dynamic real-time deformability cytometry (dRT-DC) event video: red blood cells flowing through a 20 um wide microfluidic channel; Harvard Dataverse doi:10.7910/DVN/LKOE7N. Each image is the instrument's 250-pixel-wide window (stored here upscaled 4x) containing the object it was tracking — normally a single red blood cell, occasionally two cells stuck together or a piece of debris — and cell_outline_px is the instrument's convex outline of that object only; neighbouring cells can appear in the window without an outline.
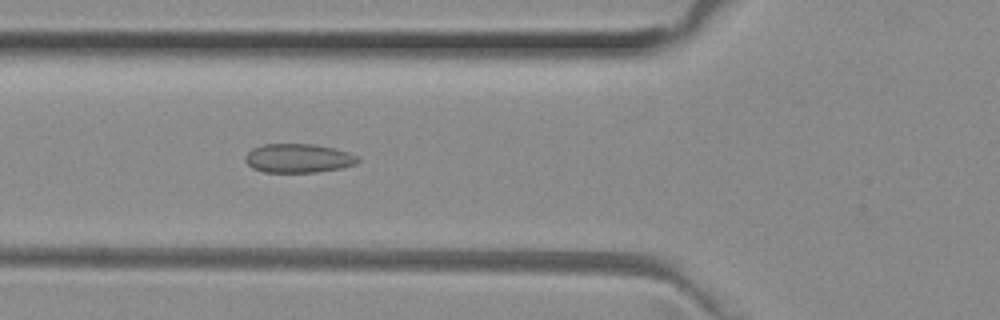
{"species": "common noctule bat (a hibernating species)", "species_latin": "Nyctalus noctula", "temperature_condition": "room temperature", "stored_images_in_passage": 51, "camera_frame_rate_fps": 3000, "um_per_image_px": 0.085, "animal": {"sex": "female", "body_mass_g": 29.2, "forearm_length_mm": 56.3}, "frame": {"image": 1, "passage_image": 18, "time_ms": 5.667, "image_size_px": [1000, 320], "cell_outline_px": [[360, 160], [356, 164], [340, 168], [316, 172], [264, 172], [252, 168], [244, 160], [244, 156], [252, 148], [264, 144], [312, 144], [336, 148], [360, 156]], "centroid_in_image_um": [25.37, 13.44], "position_along_channel_um": 100.4, "area_um2": 19.13}}
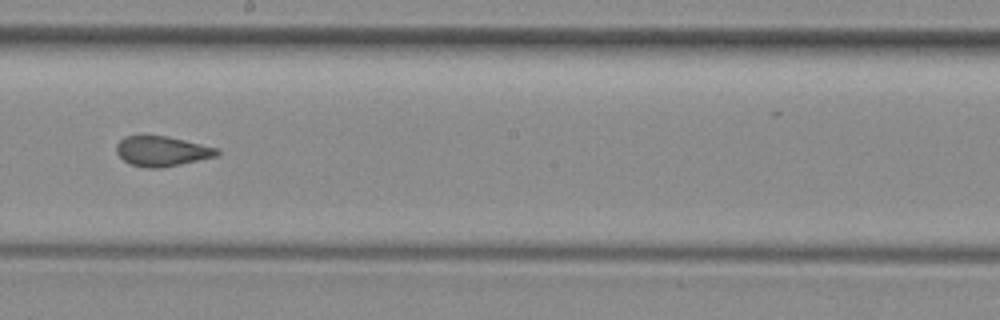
{"frame": {"image": 2, "passage_image": 28, "time_ms": 9.0, "image_size_px": [1000, 320], "cell_outline_px": [[220, 152], [216, 156], [180, 164], [160, 168], [148, 168], [128, 164], [116, 152], [116, 144], [124, 136], [140, 132], [168, 136], [220, 148]], "centroid_in_image_um": [13.71, 12.8], "position_along_channel_um": 234.5, "area_um2": 18.26}}
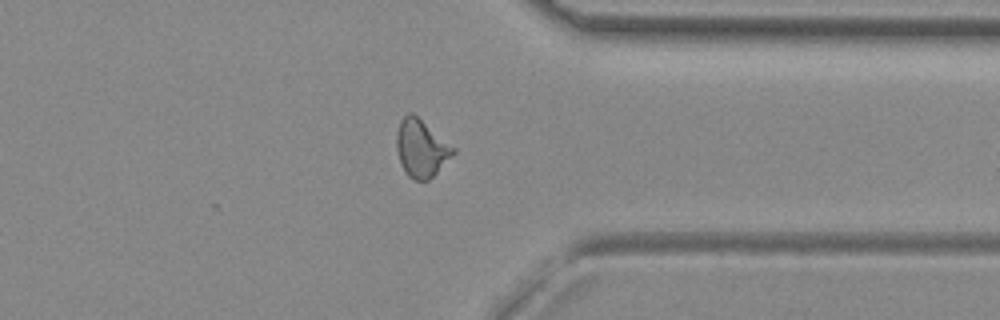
{"frame": {"image": 3, "passage_image": 39, "time_ms": 12.667, "image_size_px": [1000, 320], "cell_outline_px": [[456, 152], [428, 180], [412, 180], [404, 172], [400, 164], [396, 148], [396, 136], [400, 120], [408, 112], [412, 112], [456, 148]], "centroid_in_image_um": [35.78, 12.6], "position_along_channel_um": 375.6, "area_um2": 18.96}, "authors_computed_cell_mechanics": {"area_um2": 18.6694, "velocity_mm_per_s": 4.0133, "shape_relaxation_time_tau1_ms": null, "shape_relaxation_time_tau2_ms": 1.218, "deformation_change_tau1": null, "deformation_change_tau2": 0.0798}}